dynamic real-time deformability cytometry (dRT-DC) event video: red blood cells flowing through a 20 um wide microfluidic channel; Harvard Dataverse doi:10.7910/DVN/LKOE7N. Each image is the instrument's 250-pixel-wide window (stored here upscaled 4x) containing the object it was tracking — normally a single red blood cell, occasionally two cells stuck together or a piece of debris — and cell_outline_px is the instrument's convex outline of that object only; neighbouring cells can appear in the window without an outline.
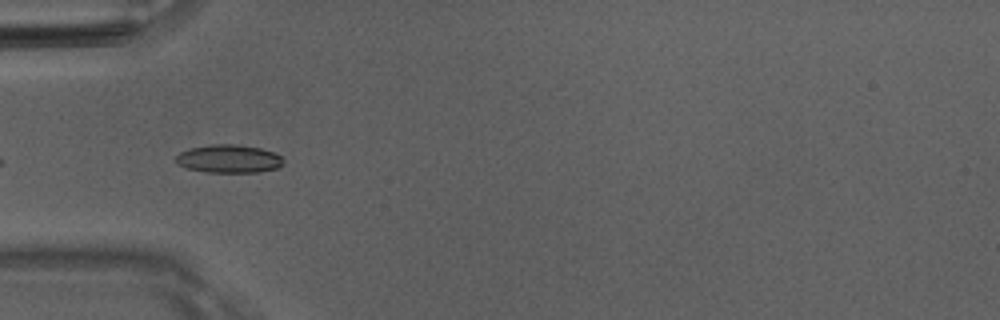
{"species": "Egyptian fruit bat (a non-hibernating species)", "species_latin": "Rousettus aegyptiacus", "temperature_condition": "room temperature", "stored_images_in_passage": 7, "camera_frame_rate_fps": 3000, "um_per_image_px": 0.085, "animal": {"sex": "male"}, "frame": {"image": 1, "passage_image": 2, "time_ms": 0.333, "image_size_px": [1000, 320], "cell_outline_px": [[284, 164], [280, 168], [260, 172], [208, 172], [184, 168], [176, 164], [176, 156], [180, 152], [188, 148], [212, 144], [236, 144], [260, 148], [272, 152], [280, 156], [284, 160]], "centroid_in_image_um": [19.44, 13.5], "position_along_channel_um": 65.6, "area_um2": 17.86}}